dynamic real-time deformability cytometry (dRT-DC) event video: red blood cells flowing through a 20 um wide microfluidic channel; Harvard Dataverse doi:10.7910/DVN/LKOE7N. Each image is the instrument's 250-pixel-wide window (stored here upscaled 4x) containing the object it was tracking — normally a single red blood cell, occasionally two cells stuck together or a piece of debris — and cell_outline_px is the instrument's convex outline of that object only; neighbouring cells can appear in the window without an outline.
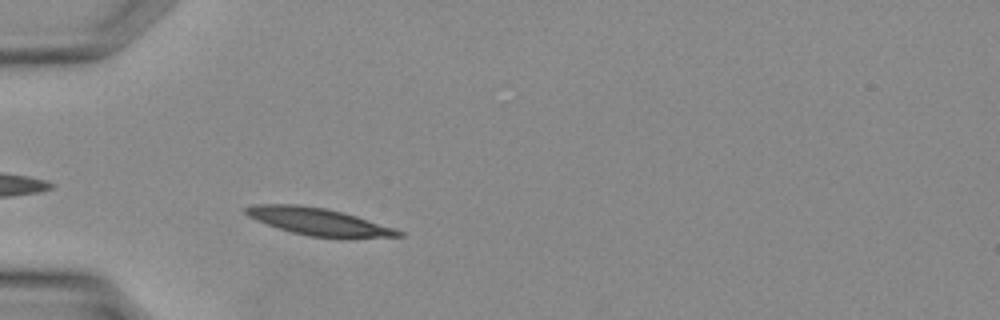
{"species": "Egyptian fruit bat (a non-hibernating species)", "species_latin": "Rousettus aegyptiacus", "temperature_condition": "warm", "stored_images_in_passage": 26, "camera_frame_rate_fps": 3000, "um_per_image_px": 0.085, "animal": {"sex": "female"}, "frame": {"image": 1, "passage_image": 5, "time_ms": 1.333, "image_size_px": [1000, 320], "cell_outline_px": [[404, 236], [340, 240], [308, 236], [276, 228], [256, 220], [248, 216], [244, 212], [244, 208], [252, 204], [296, 204], [324, 208], [356, 216], [404, 232]], "centroid_in_image_um": [27.08, 18.88], "position_along_channel_um": 57.9, "area_um2": 24.74}}
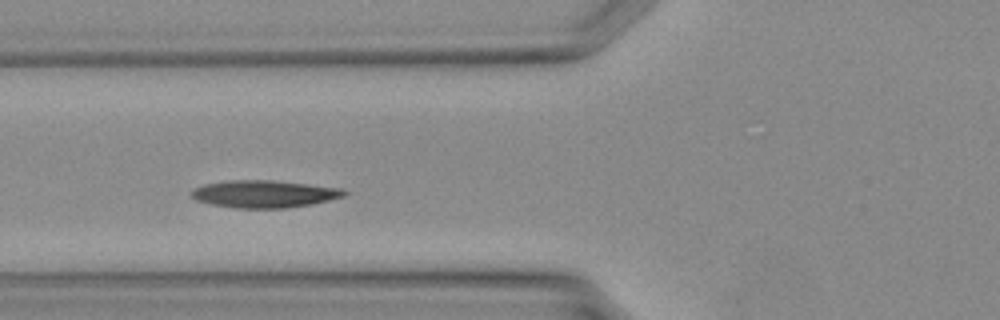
{"frame": {"image": 2, "passage_image": 8, "time_ms": 2.333, "image_size_px": [1000, 320], "cell_outline_px": [[348, 192], [344, 196], [312, 204], [284, 208], [232, 208], [212, 204], [196, 200], [192, 196], [192, 192], [196, 188], [204, 184], [228, 180], [272, 180], [344, 188]], "centroid_in_image_um": [22.49, 16.48], "position_along_channel_um": 103.3, "area_um2": 24.28}}